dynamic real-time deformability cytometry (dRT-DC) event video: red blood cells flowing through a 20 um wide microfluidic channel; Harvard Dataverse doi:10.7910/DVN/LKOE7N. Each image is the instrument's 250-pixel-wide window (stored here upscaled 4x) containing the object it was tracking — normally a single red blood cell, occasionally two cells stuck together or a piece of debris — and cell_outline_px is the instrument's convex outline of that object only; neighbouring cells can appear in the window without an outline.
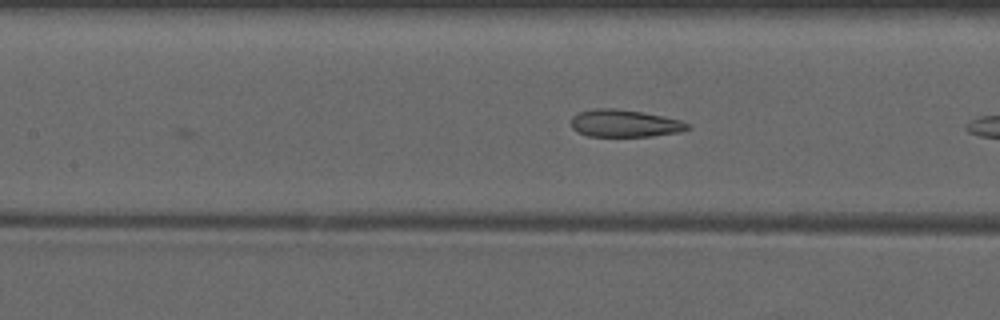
{"species": "common noctule bat (a hibernating species)", "species_latin": "Nyctalus noctula", "temperature_condition": "warm", "stored_images_in_passage": 9, "camera_frame_rate_fps": 3000, "um_per_image_px": 0.085, "animal": {"sex": "male", "forearm_length_mm": 52.5}, "frame": {"image": 1, "passage_image": 9, "time_ms": 9.333, "image_size_px": [1000, 320], "cell_outline_px": [[692, 128], [680, 132], [652, 136], [588, 136], [572, 128], [572, 116], [580, 112], [596, 108], [616, 108], [644, 112], [680, 120], [688, 124]], "centroid_in_image_um": [53.12, 10.48], "position_along_channel_um": 154.3, "area_um2": 18.5}}